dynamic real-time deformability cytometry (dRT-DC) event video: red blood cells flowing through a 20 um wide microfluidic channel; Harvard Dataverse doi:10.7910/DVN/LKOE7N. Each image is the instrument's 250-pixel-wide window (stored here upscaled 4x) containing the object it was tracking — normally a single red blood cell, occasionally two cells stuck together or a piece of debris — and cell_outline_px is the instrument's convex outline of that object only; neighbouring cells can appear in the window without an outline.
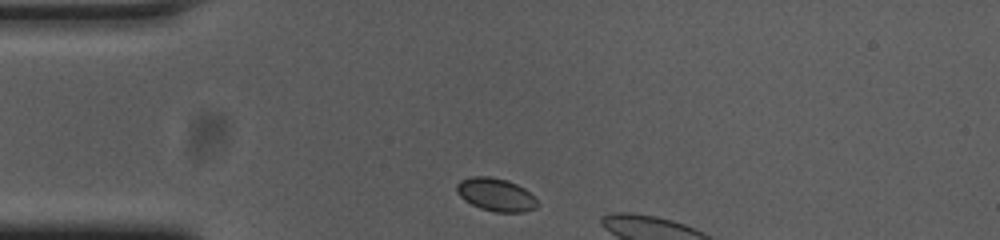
{"species": "common noctule bat (a hibernating species)", "species_latin": "Nyctalus noctula", "temperature_condition": "cold", "stored_images_in_passage": 4, "camera_frame_rate_fps": 3000, "um_per_image_px": 0.085, "animal": {"sex": "female", "body_mass_g": 23.0, "forearm_length_mm": 53.4}, "frame": {"image": 1, "passage_image": 1, "time_ms": 0.0, "image_size_px": [1000, 240], "cell_outline_px": [[540, 204], [536, 208], [524, 212], [496, 212], [480, 208], [464, 200], [456, 192], [456, 184], [460, 180], [472, 176], [488, 176], [508, 180], [524, 188]], "centroid_in_image_um": [42.13, 16.54], "position_along_channel_um": 42.9, "area_um2": 15.55}}